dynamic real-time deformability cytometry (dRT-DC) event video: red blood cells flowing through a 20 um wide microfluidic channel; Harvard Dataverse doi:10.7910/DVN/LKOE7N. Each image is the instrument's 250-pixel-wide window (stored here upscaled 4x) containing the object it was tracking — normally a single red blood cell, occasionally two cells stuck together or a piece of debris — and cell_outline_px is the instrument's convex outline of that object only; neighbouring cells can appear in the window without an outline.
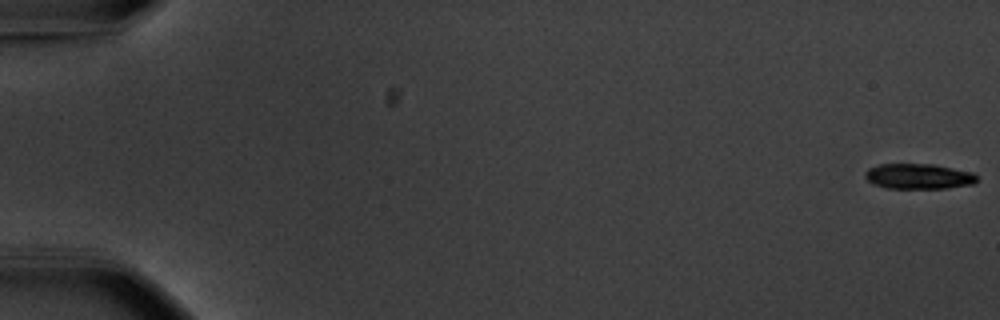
{"species": "common noctule bat (a hibernating species)", "species_latin": "Nyctalus noctula", "temperature_condition": "warm", "stored_images_in_passage": 56, "camera_frame_rate_fps": 3000, "um_per_image_px": 0.085, "animal": {"sex": "male", "body_mass_g": 20.1, "forearm_length_mm": 53.5}, "frame": {"image": 1, "passage_image": 1, "time_ms": 0.0, "image_size_px": [1000, 320], "cell_outline_px": [[976, 180], [972, 184], [948, 188], [888, 188], [872, 184], [864, 176], [864, 172], [868, 168], [880, 164], [932, 164], [972, 172], [976, 176]], "centroid_in_image_um": [78.03, 14.99], "position_along_channel_um": 7.0, "area_um2": 16.42}}
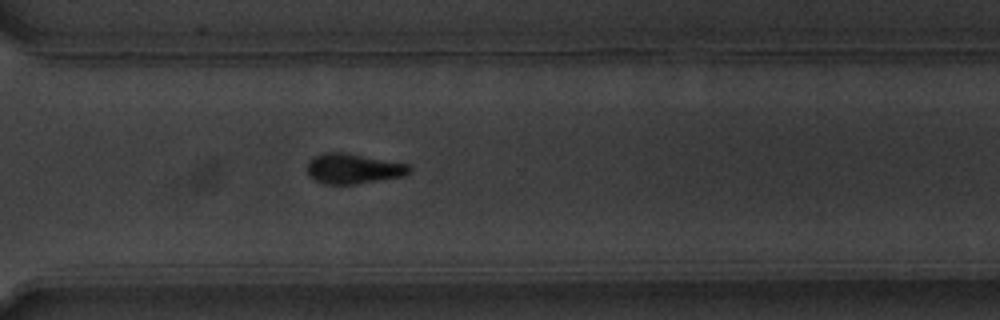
{"frame": {"image": 2, "passage_image": 42, "time_ms": 13.667, "image_size_px": [1000, 320], "cell_outline_px": [[412, 168], [404, 176], [356, 184], [324, 184], [308, 176], [308, 160], [324, 152], [344, 152], [408, 164]], "centroid_in_image_um": [30.01, 14.34], "position_along_channel_um": 340.6, "area_um2": 17.86}}
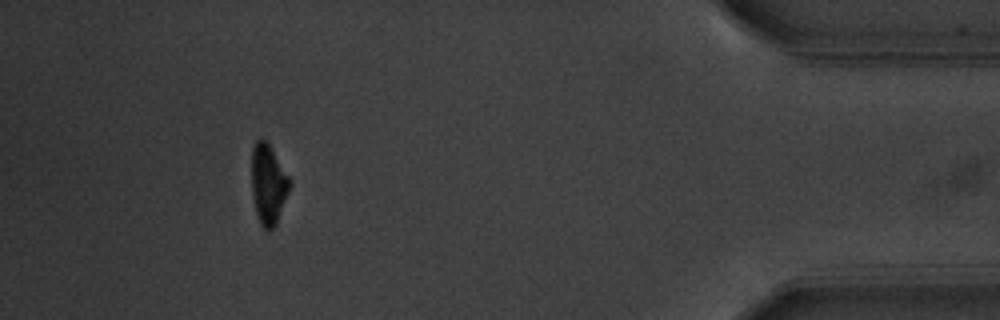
{"frame": {"image": 3, "passage_image": 52, "time_ms": 17.0, "image_size_px": [1000, 320], "cell_outline_px": [[292, 184], [276, 224], [272, 228], [264, 228], [260, 224], [256, 212], [252, 196], [252, 148], [256, 140], [264, 140], [268, 144], [292, 180]], "centroid_in_image_um": [22.82, 15.66], "position_along_channel_um": 412.4, "area_um2": 17.57}, "authors_computed_cell_mechanics": {"area_um2": 18.207, "velocity_mm_per_s": 3.6993, "shape_relaxation_time_tau1_ms": 2.3717, "shape_relaxation_time_tau2_ms": null, "deformation_change_tau1": 0.1792, "deformation_change_tau2": null}}